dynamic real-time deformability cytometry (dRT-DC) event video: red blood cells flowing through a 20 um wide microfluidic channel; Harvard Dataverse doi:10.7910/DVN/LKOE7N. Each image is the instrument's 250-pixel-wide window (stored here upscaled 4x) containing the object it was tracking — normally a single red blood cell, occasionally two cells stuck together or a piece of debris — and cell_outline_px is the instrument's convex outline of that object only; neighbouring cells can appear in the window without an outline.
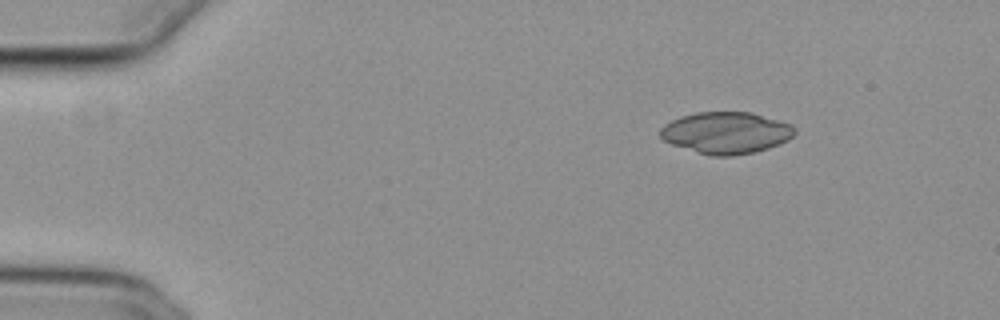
{"species": "common noctule bat (a hibernating species)", "species_latin": "Nyctalus noctula", "temperature_condition": "cold", "stored_images_in_passage": 9, "camera_frame_rate_fps": 3000, "um_per_image_px": 0.085, "animal": {"sex": "female", "body_mass_g": 29.2, "forearm_length_mm": 56.3}, "frame": {"image": 1, "passage_image": 1, "time_ms": 0.0, "image_size_px": [1000, 320], "cell_outline_px": [[796, 132], [788, 140], [780, 144], [756, 152], [732, 156], [712, 156], [672, 144], [664, 140], [660, 136], [660, 128], [664, 124], [680, 116], [696, 112], [752, 112], [792, 124], [796, 128]], "centroid_in_image_um": [61.74, 11.28], "position_along_channel_um": 23.3, "area_um2": 32.77}}